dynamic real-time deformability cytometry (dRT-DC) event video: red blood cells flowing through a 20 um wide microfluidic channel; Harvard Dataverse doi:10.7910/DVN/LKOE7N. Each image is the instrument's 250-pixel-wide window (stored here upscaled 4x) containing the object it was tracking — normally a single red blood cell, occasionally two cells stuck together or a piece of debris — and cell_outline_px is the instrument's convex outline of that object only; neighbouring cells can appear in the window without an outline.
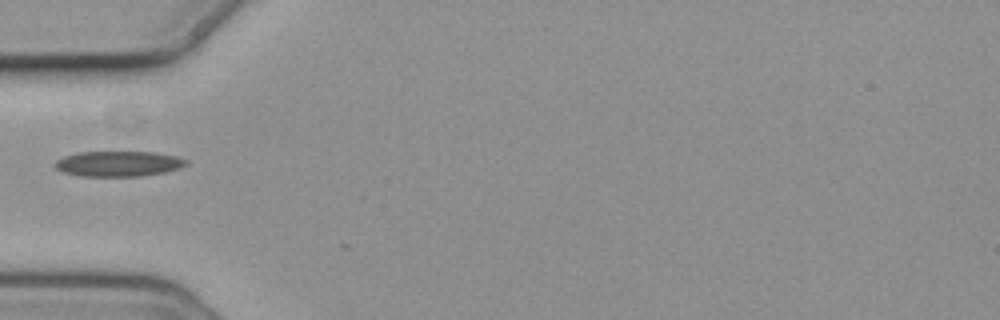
{"species": "common noctule bat (a hibernating species)", "species_latin": "Nyctalus noctula", "temperature_condition": "cold", "stored_images_in_passage": 5, "camera_frame_rate_fps": 3000, "um_per_image_px": 0.085, "animal": {"sex": "female", "body_mass_g": 19.3, "forearm_length_mm": 54.1}, "frame": {"image": 1, "passage_image": 4, "time_ms": 4.333, "image_size_px": [1000, 320], "cell_outline_px": [[188, 164], [180, 168], [164, 172], [140, 176], [80, 176], [64, 172], [56, 168], [52, 164], [56, 160], [64, 156], [80, 152], [152, 152], [176, 156], [188, 160]], "centroid_in_image_um": [10.06, 13.92], "position_along_channel_um": 74.9, "area_um2": 19.36}}
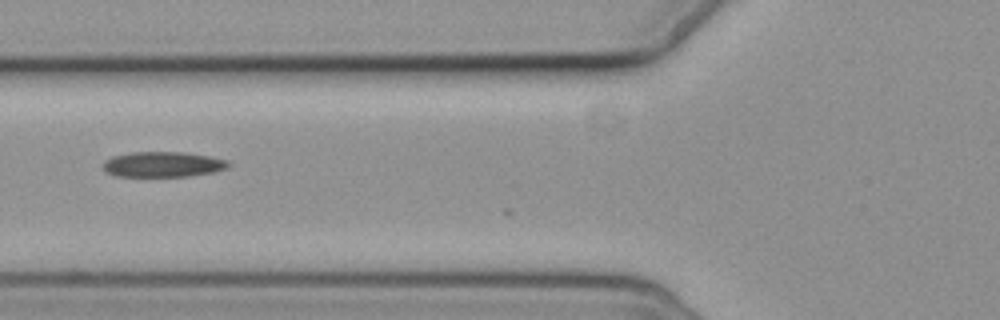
{"frame": {"image": 2, "passage_image": 5, "time_ms": 5.333, "image_size_px": [1000, 320], "cell_outline_px": [[232, 164], [228, 168], [212, 172], [188, 176], [116, 176], [108, 172], [100, 164], [104, 160], [112, 156], [132, 152], [184, 152], [208, 156], [228, 160]], "centroid_in_image_um": [13.84, 13.96], "position_along_channel_um": 112.0, "area_um2": 18.55}}